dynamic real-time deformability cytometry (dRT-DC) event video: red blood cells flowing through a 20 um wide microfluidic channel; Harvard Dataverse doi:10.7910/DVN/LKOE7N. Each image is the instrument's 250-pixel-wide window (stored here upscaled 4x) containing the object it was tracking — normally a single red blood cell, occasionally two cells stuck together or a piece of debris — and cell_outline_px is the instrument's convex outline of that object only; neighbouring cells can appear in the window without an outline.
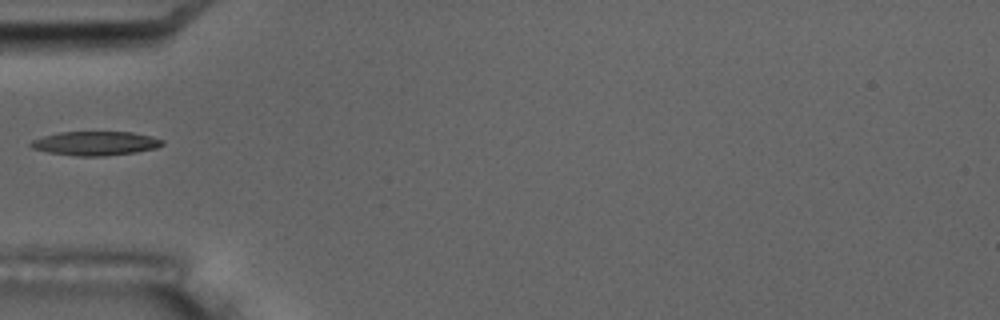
{"species": "common noctule bat (a hibernating species)", "species_latin": "Nyctalus noctula", "temperature_condition": "room temperature", "stored_images_in_passage": 4, "camera_frame_rate_fps": 3000, "um_per_image_px": 0.085, "animal": {"sex": "male", "body_mass_g": 17.5, "forearm_length_mm": 52.3}, "frame": {"image": 1, "passage_image": 4, "time_ms": 4.667, "image_size_px": [1000, 320], "cell_outline_px": [[164, 144], [156, 148], [136, 152], [100, 156], [76, 156], [48, 152], [32, 148], [28, 144], [32, 140], [44, 136], [60, 132], [132, 132], [152, 136], [164, 140]], "centroid_in_image_um": [8.12, 12.18], "position_along_channel_um": 76.9, "area_um2": 18.38}}